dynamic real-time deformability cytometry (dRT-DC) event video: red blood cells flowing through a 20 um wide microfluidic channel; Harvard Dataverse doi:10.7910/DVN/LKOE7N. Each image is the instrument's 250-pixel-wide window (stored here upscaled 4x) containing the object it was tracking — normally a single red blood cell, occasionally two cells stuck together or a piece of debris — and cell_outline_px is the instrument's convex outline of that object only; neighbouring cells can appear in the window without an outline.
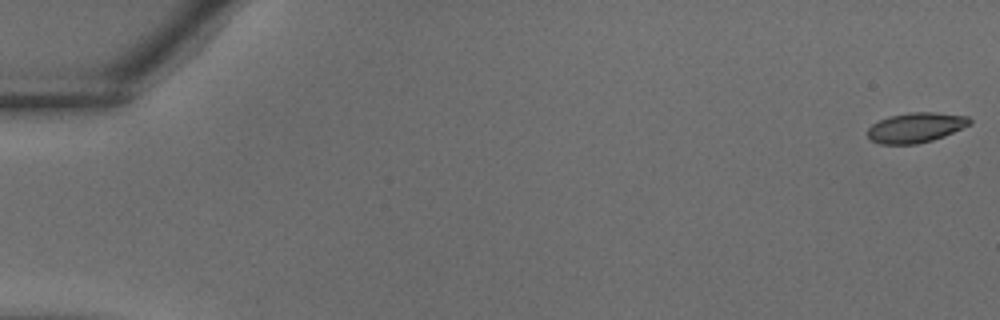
{"species": "common noctule bat (a hibernating species)", "species_latin": "Nyctalus noctula", "temperature_condition": "warm", "stored_images_in_passage": 39, "camera_frame_rate_fps": 3000, "um_per_image_px": 0.085, "animal": {"sex": "male", "body_mass_g": 18.8}, "frame": {"image": 1, "passage_image": 1, "time_ms": 0.0, "image_size_px": [1000, 320], "cell_outline_px": [[972, 124], [944, 136], [932, 140], [916, 144], [880, 144], [872, 140], [868, 136], [868, 128], [872, 124], [880, 120], [892, 116], [908, 112], [936, 112], [968, 116], [972, 120]], "centroid_in_image_um": [77.88, 10.84], "position_along_channel_um": 7.1, "area_um2": 17.8}}
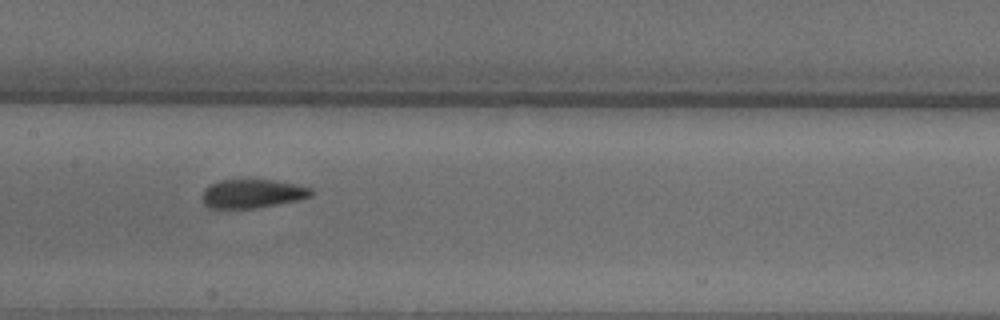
{"frame": {"image": 2, "passage_image": 20, "time_ms": 6.333, "image_size_px": [1000, 320], "cell_outline_px": [[312, 196], [300, 200], [256, 208], [208, 208], [204, 204], [200, 196], [204, 188], [220, 180], [272, 180], [312, 188]], "centroid_in_image_um": [21.41, 16.47], "position_along_channel_um": 186.0, "area_um2": 18.26}}
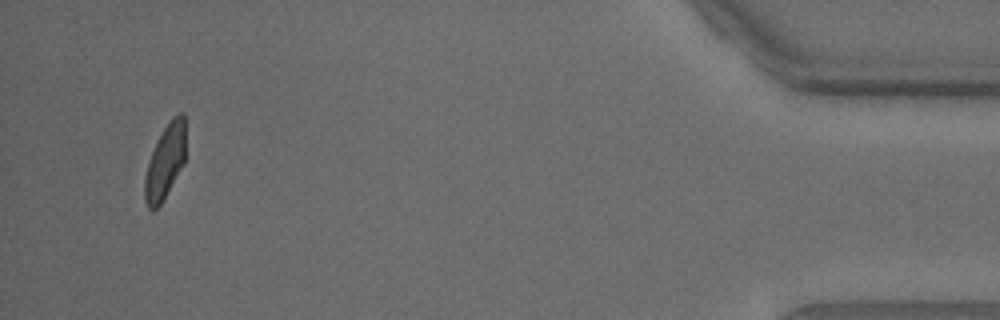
{"frame": {"image": 3, "passage_image": 37, "time_ms": 12.0, "image_size_px": [1000, 320], "cell_outline_px": [[184, 164], [160, 204], [152, 212], [148, 208], [144, 200], [144, 176], [152, 152], [164, 128], [180, 112], [184, 112]], "centroid_in_image_um": [14.01, 13.82], "position_along_channel_um": 421.2, "area_um2": 17.17}}